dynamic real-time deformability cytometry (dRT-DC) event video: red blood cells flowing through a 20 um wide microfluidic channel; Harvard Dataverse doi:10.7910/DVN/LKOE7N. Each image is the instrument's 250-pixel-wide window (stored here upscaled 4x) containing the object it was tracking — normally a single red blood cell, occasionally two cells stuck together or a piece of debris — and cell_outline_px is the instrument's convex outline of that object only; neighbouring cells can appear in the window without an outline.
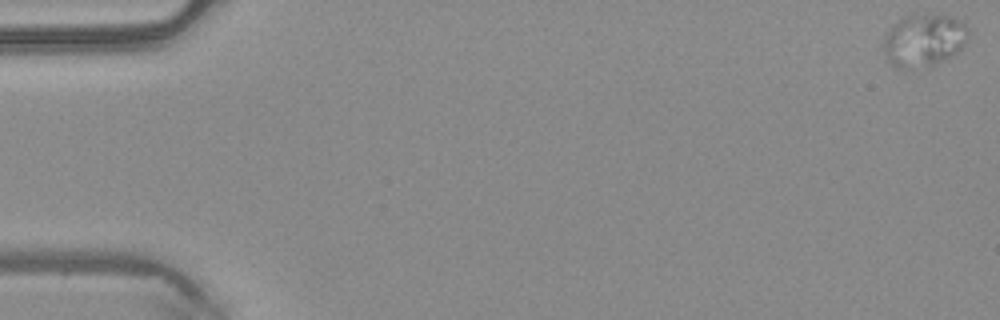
{"species": "common noctule bat (a hibernating species)", "species_latin": "Nyctalus noctula", "temperature_condition": "warm", "stored_images_in_passage": 33, "camera_frame_rate_fps": 3000, "um_per_image_px": 0.085, "animal": {"sex": "male", "body_mass_g": 20.4}, "frame": {"image": 1, "passage_image": 1, "time_ms": 0.0, "image_size_px": [1000, 320], "cell_outline_px": [[968, 36], [964, 44], [952, 56], [932, 64], [912, 68], [896, 68], [884, 56], [884, 36], [888, 28], [892, 24], [908, 16], [948, 16], [960, 20], [968, 28]], "centroid_in_image_um": [78.49, 3.44], "position_along_channel_um": 6.5, "area_um2": 25.37}}
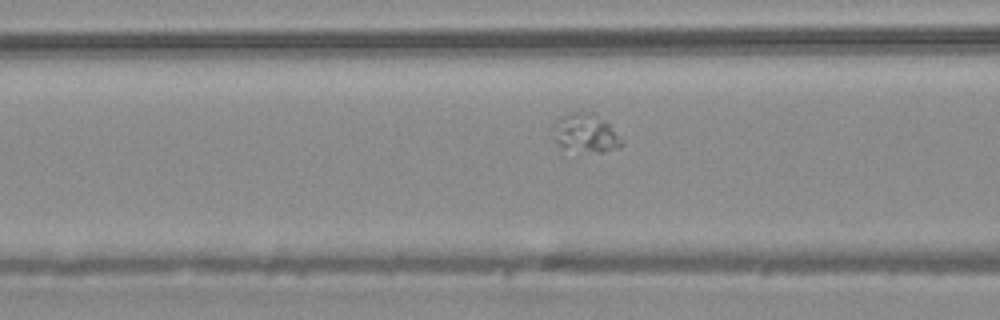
{"frame": {"image": 2, "passage_image": 21, "time_ms": 6.667, "image_size_px": [1000, 320], "cell_outline_px": [[624, 144], [620, 148], [604, 152], [596, 152], [560, 148], [556, 140], [552, 128], [552, 124], [560, 116], [568, 112], [592, 112], [608, 124], [624, 140]], "centroid_in_image_um": [49.77, 11.31], "position_along_channel_um": 116.8, "area_um2": 15.55}}
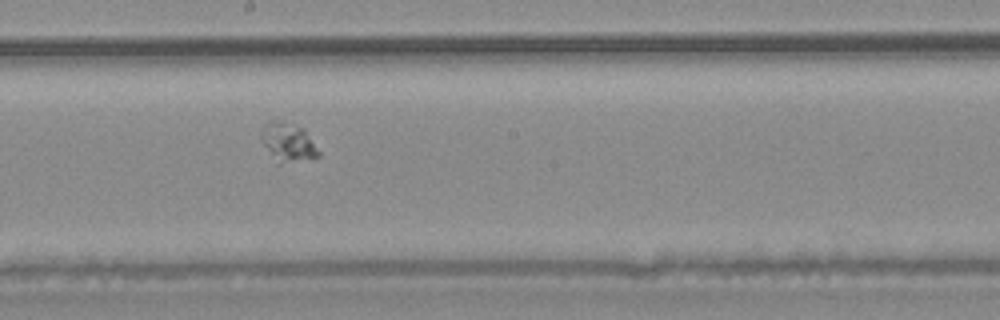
{"frame": {"image": 3, "passage_image": 29, "time_ms": 9.333, "image_size_px": [1000, 320], "cell_outline_px": [[320, 156], [280, 164], [276, 164], [260, 140], [260, 136], [268, 124], [272, 120], [280, 120], [304, 128], [320, 152]], "centroid_in_image_um": [24.47, 12.12], "position_along_channel_um": 223.7, "area_um2": 12.89}}